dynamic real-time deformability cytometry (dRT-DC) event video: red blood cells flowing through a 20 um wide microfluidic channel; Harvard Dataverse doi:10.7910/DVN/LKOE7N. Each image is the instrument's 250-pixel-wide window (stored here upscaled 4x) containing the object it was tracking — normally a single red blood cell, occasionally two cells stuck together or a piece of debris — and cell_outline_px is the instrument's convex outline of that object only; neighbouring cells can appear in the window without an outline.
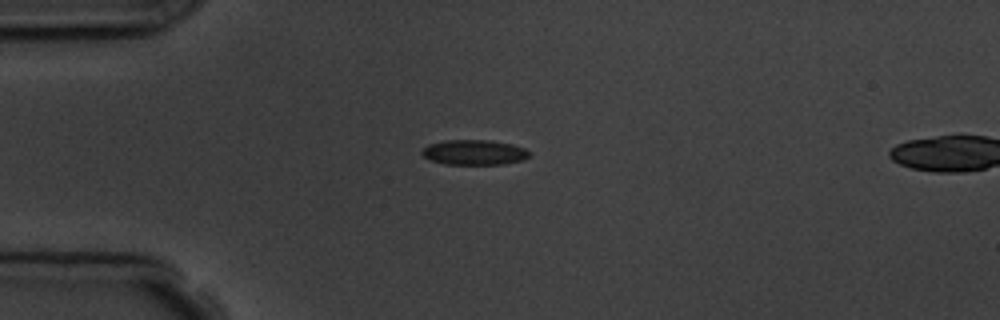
{"species": "common noctule bat (a hibernating species)", "species_latin": "Nyctalus noctula", "temperature_condition": "room temperature", "stored_images_in_passage": 3, "camera_frame_rate_fps": 3000, "um_per_image_px": 0.085, "animal": {"sex": "male", "body_mass_g": 19.5, "forearm_length_mm": 54.6}, "frame": {"image": 1, "passage_image": 1, "time_ms": 0.0, "image_size_px": [1000, 320], "cell_outline_px": [[532, 156], [524, 160], [504, 164], [444, 164], [432, 160], [424, 156], [420, 152], [428, 144], [444, 140], [488, 140], [512, 144], [524, 148]], "centroid_in_image_um": [40.33, 12.95], "position_along_channel_um": 44.7, "area_um2": 15.72}}